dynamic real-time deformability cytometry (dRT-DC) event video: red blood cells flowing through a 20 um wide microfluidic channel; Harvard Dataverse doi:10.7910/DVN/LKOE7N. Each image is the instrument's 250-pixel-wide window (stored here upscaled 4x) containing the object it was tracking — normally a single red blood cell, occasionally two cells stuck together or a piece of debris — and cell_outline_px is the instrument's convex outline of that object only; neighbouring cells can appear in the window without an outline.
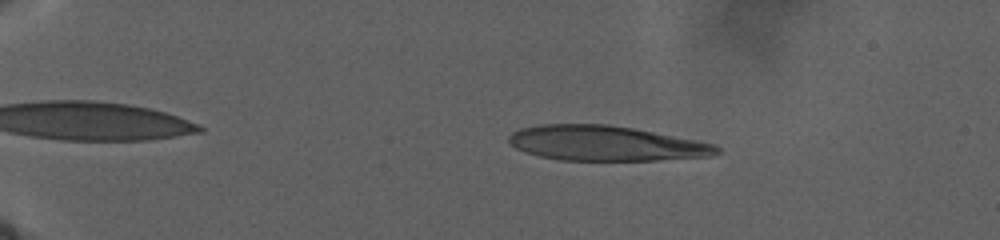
{"species": "human", "species_latin": "Homo sapiens", "temperature_condition": "warm", "stored_images_in_passage": 37, "camera_frame_rate_fps": 3000, "um_per_image_px": 0.085, "donor": {"sex": "male"}, "frame": {"image": 1, "passage_image": 20, "time_ms": 8.0, "image_size_px": [1000, 240], "cell_outline_px": [[720, 152], [712, 156], [656, 160], [560, 160], [540, 156], [516, 148], [508, 140], [508, 136], [512, 132], [520, 128], [540, 124], [608, 124], [632, 128], [696, 140], [712, 144], [720, 148]], "centroid_in_image_um": [51.47, 12.18], "position_along_channel_um": 33.5, "area_um2": 42.14}}
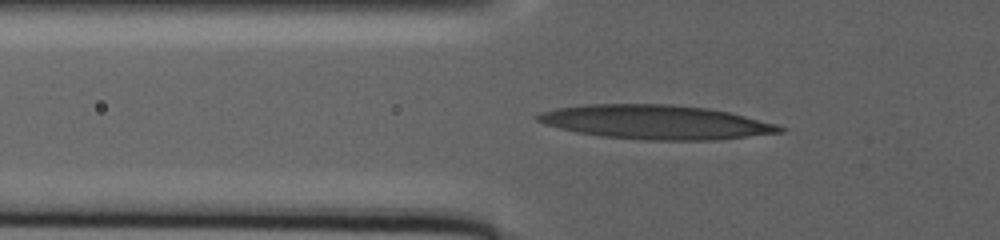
{"frame": {"image": 2, "passage_image": 35, "time_ms": 15.333, "image_size_px": [1000, 240], "cell_outline_px": [[784, 132], [716, 140], [644, 140], [600, 136], [576, 132], [544, 124], [536, 120], [536, 116], [540, 112], [556, 108], [588, 104], [668, 104], [704, 108], [728, 112], [776, 124], [784, 128]], "centroid_in_image_um": [55.71, 10.38], "position_along_channel_um": 70.1, "area_um2": 47.92}}